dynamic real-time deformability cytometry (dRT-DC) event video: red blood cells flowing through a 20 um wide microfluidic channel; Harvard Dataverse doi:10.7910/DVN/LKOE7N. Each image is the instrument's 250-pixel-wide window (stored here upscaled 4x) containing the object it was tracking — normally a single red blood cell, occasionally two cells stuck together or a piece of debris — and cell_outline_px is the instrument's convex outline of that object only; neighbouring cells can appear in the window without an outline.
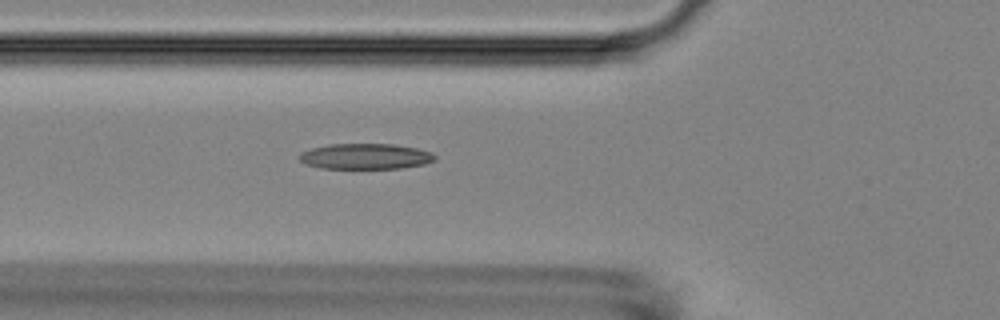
{"species": "Egyptian fruit bat (a non-hibernating species)", "species_latin": "Rousettus aegyptiacus", "temperature_condition": "room temperature", "stored_images_in_passage": 49, "camera_frame_rate_fps": 3000, "um_per_image_px": 0.085, "animal": {"sex": "female"}, "frame": {"image": 1, "passage_image": 16, "time_ms": 5.0, "image_size_px": [1000, 320], "cell_outline_px": [[436, 160], [424, 164], [400, 168], [320, 168], [304, 164], [300, 160], [300, 152], [312, 148], [328, 144], [392, 144], [416, 148], [432, 152], [436, 156]], "centroid_in_image_um": [31.06, 13.29], "position_along_channel_um": 94.7, "area_um2": 20.23}}
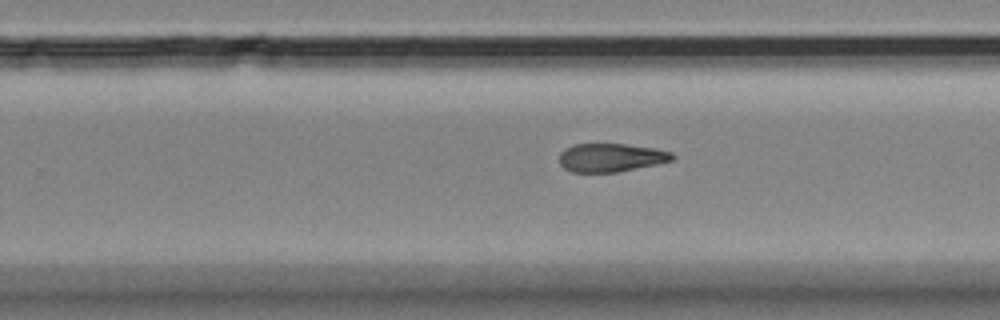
{"frame": {"image": 2, "passage_image": 31, "time_ms": 10.0, "image_size_px": [1000, 320], "cell_outline_px": [[676, 156], [672, 160], [656, 164], [616, 172], [572, 172], [564, 168], [560, 164], [560, 152], [564, 148], [572, 144], [628, 144], [656, 148], [672, 152]], "centroid_in_image_um": [51.92, 13.38], "position_along_channel_um": 277.9, "area_um2": 18.79}}
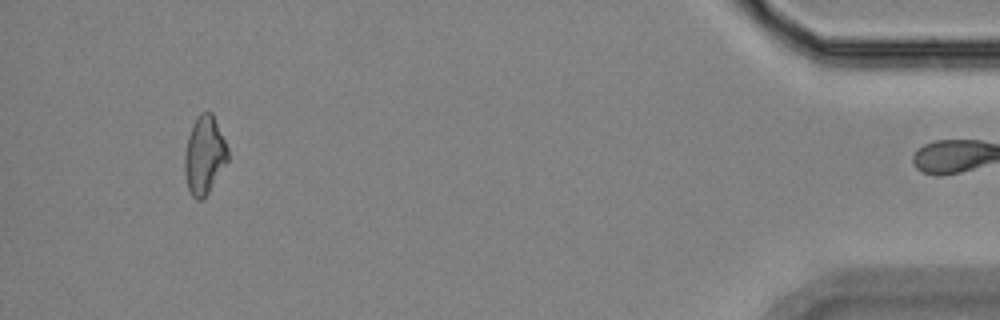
{"frame": {"image": 3, "passage_image": 48, "time_ms": 15.667, "image_size_px": [1000, 320], "cell_outline_px": [[228, 160], [208, 192], [200, 200], [196, 200], [192, 196], [188, 188], [184, 172], [184, 156], [188, 136], [196, 116], [200, 112], [212, 112], [228, 148]], "centroid_in_image_um": [17.36, 13.17], "position_along_channel_um": 417.8, "area_um2": 19.48}}